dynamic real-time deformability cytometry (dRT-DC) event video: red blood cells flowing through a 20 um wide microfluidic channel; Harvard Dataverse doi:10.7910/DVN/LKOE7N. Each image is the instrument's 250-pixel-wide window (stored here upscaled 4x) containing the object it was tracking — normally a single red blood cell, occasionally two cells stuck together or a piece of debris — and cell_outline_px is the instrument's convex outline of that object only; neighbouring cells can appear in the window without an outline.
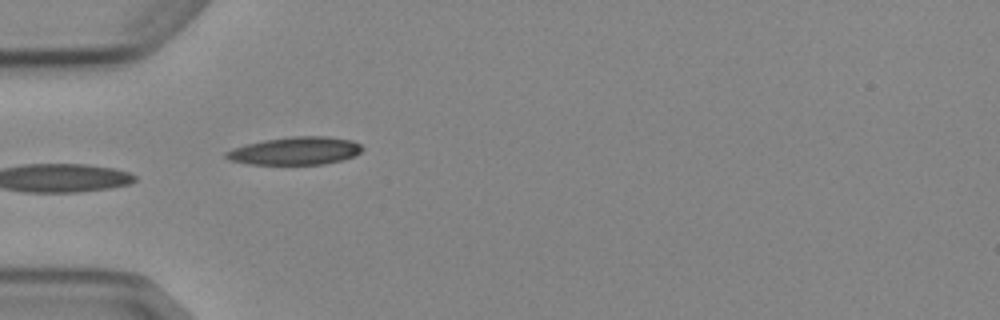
{"species": "Egyptian fruit bat (a non-hibernating species)", "species_latin": "Rousettus aegyptiacus", "temperature_condition": "cold", "stored_images_in_passage": 7, "camera_frame_rate_fps": 3000, "um_per_image_px": 0.085, "animal": {"sex": "female"}, "frame": {"image": 1, "passage_image": 6, "time_ms": 6.0, "image_size_px": [1000, 320], "cell_outline_px": [[364, 148], [360, 152], [352, 156], [340, 160], [324, 164], [248, 164], [228, 160], [224, 156], [224, 152], [232, 148], [264, 140], [292, 136], [328, 136], [352, 140], [360, 144]], "centroid_in_image_um": [25.07, 12.82], "position_along_channel_um": 59.9, "area_um2": 22.08}}